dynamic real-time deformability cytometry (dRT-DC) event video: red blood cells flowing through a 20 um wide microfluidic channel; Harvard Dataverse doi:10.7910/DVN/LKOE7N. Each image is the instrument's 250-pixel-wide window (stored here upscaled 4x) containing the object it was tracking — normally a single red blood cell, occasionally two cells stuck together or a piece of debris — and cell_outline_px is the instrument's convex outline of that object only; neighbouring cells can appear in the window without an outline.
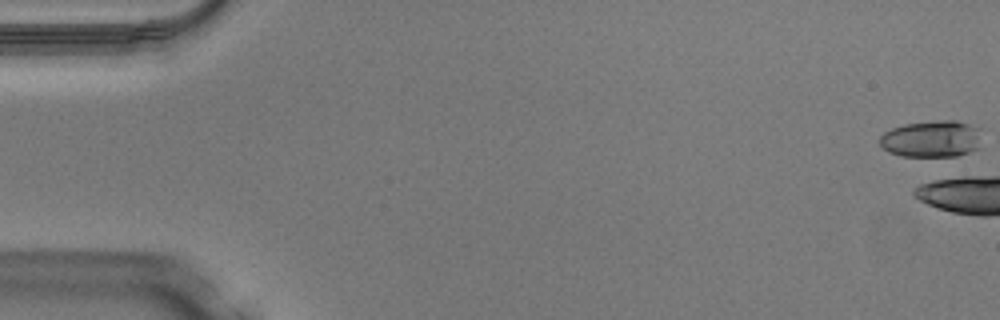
{"species": "Egyptian fruit bat (a non-hibernating species)", "species_latin": "Rousettus aegyptiacus", "temperature_condition": "warm", "stored_images_in_passage": 3, "camera_frame_rate_fps": 3000, "um_per_image_px": 0.085, "animal": {"sex": "male"}, "frame": {"image": 1, "passage_image": 1, "time_ms": 0.0, "image_size_px": [1000, 320], "cell_outline_px": [[984, 128], [976, 148], [968, 152], [956, 156], [900, 156], [888, 152], [880, 144], [880, 136], [884, 132], [892, 128], [904, 124], [940, 120], [956, 120]], "centroid_in_image_um": [79.21, 11.79], "position_along_channel_um": 5.8, "area_um2": 22.02}}